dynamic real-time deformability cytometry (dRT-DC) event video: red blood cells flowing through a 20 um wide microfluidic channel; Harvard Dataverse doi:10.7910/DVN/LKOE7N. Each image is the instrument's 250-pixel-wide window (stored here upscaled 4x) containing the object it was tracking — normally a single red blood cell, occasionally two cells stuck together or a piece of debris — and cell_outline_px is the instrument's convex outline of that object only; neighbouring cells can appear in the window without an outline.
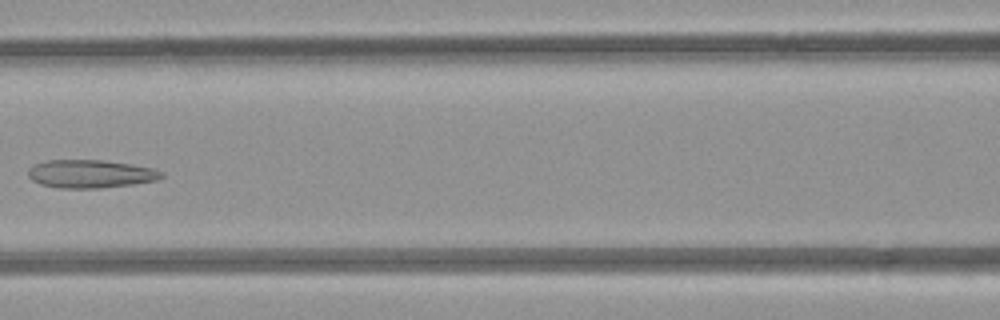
{"species": "common noctule bat (a hibernating species)", "species_latin": "Nyctalus noctula", "temperature_condition": "room temperature", "stored_images_in_passage": 4, "camera_frame_rate_fps": 3000, "um_per_image_px": 0.085, "animal": {"sex": "female", "body_mass_g": 21.9}, "frame": {"image": 1, "passage_image": 4, "time_ms": 3.333, "image_size_px": [1000, 320], "cell_outline_px": [[164, 176], [156, 180], [132, 184], [100, 188], [60, 188], [40, 184], [32, 180], [28, 176], [28, 168], [32, 164], [44, 160], [104, 160], [132, 164], [152, 168], [164, 172]], "centroid_in_image_um": [7.66, 14.77], "position_along_channel_um": 158.9, "area_um2": 22.02}}